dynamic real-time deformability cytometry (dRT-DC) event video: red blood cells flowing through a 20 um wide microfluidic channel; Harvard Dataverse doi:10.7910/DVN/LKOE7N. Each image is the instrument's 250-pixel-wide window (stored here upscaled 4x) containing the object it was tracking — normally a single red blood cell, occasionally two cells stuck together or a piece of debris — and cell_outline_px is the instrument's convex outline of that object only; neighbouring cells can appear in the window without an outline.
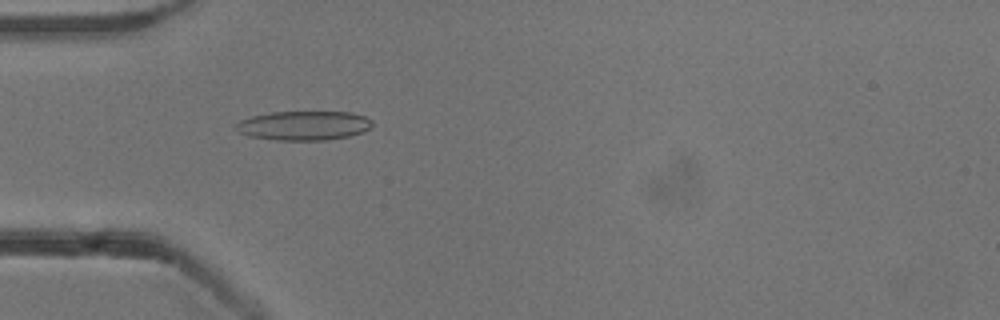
{"species": "common noctule bat (a hibernating species)", "species_latin": "Nyctalus noctula", "temperature_condition": "cold", "stored_images_in_passage": 52, "camera_frame_rate_fps": 3000, "um_per_image_px": 0.085, "animal": {"sex": "male", "body_mass_g": 13.3}, "frame": {"image": 1, "passage_image": 15, "time_ms": 4.667, "image_size_px": [1000, 320], "cell_outline_px": [[372, 124], [364, 132], [348, 136], [328, 140], [276, 140], [248, 136], [240, 132], [236, 124], [240, 120], [252, 116], [272, 112], [352, 112], [364, 116], [372, 120]], "centroid_in_image_um": [25.84, 10.67], "position_along_channel_um": 59.2, "area_um2": 23.12}}
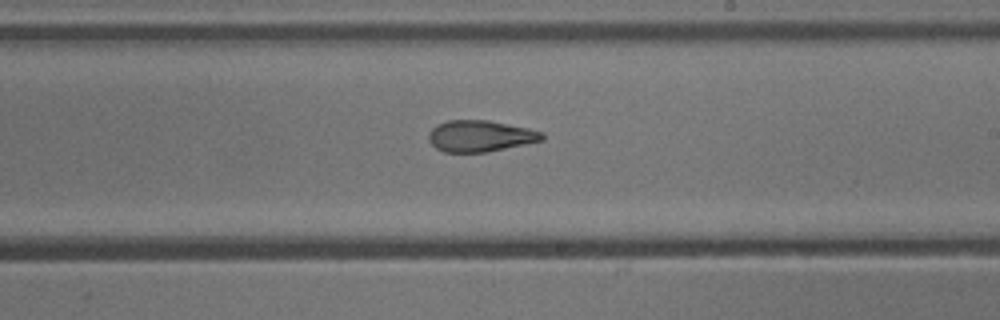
{"frame": {"image": 2, "passage_image": 30, "time_ms": 9.667, "image_size_px": [1000, 320], "cell_outline_px": [[544, 140], [488, 152], [444, 152], [436, 148], [428, 140], [428, 132], [436, 124], [448, 120], [488, 120], [528, 128], [544, 132]], "centroid_in_image_um": [40.81, 11.56], "position_along_channel_um": 248.2, "area_um2": 20.87}}
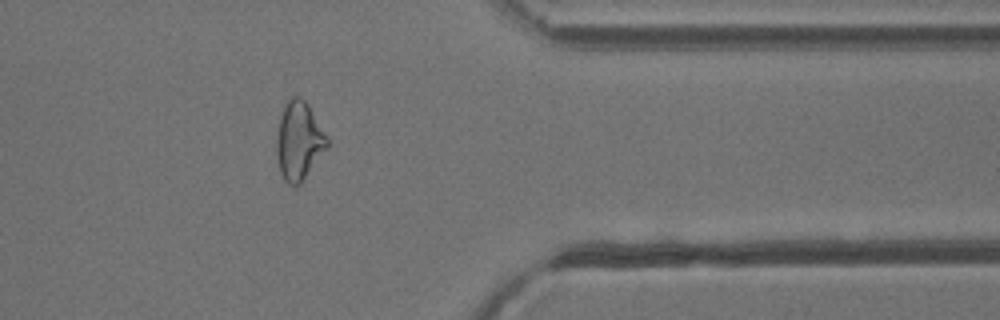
{"frame": {"image": 3, "passage_image": 42, "time_ms": 13.667, "image_size_px": [1000, 320], "cell_outline_px": [[328, 148], [300, 184], [288, 184], [284, 180], [280, 172], [276, 156], [276, 136], [280, 116], [284, 104], [288, 96], [300, 96], [308, 104], [328, 140]], "centroid_in_image_um": [25.38, 11.95], "position_along_channel_um": 386.0, "area_um2": 23.18}, "authors_computed_cell_mechanics": {"area_um2": 22.7732, "velocity_mm_per_s": 3.8305, "shape_relaxation_time_tau1_ms": null, "shape_relaxation_time_tau2_ms": 2.602, "deformation_change_tau1": null, "deformation_change_tau2": 0.1105}}